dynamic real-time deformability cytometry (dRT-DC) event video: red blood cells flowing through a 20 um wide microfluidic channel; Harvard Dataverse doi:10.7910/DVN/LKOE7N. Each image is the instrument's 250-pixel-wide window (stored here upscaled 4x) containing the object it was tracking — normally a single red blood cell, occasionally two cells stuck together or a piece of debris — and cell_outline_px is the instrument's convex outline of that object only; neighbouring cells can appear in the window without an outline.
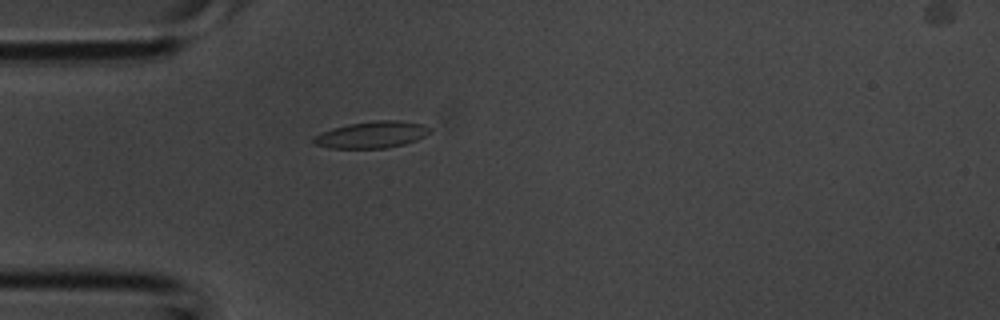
{"species": "common noctule bat (a hibernating species)", "species_latin": "Nyctalus noctula", "temperature_condition": "room temperature", "stored_images_in_passage": 1, "camera_frame_rate_fps": 3000, "um_per_image_px": 0.085, "animal": {"sex": "male", "body_mass_g": 20.1, "forearm_length_mm": 53.5}, "frame": {"image": 1, "passage_image": 1, "time_ms": 0.0, "image_size_px": [1000, 320], "cell_outline_px": [[428, 132], [424, 136], [416, 140], [404, 144], [384, 148], [332, 148], [316, 144], [312, 140], [320, 132], [332, 128], [348, 124], [376, 120], [396, 120], [420, 124], [428, 128]], "centroid_in_image_um": [31.56, 11.45], "position_along_channel_um": 53.4, "area_um2": 17.69}}